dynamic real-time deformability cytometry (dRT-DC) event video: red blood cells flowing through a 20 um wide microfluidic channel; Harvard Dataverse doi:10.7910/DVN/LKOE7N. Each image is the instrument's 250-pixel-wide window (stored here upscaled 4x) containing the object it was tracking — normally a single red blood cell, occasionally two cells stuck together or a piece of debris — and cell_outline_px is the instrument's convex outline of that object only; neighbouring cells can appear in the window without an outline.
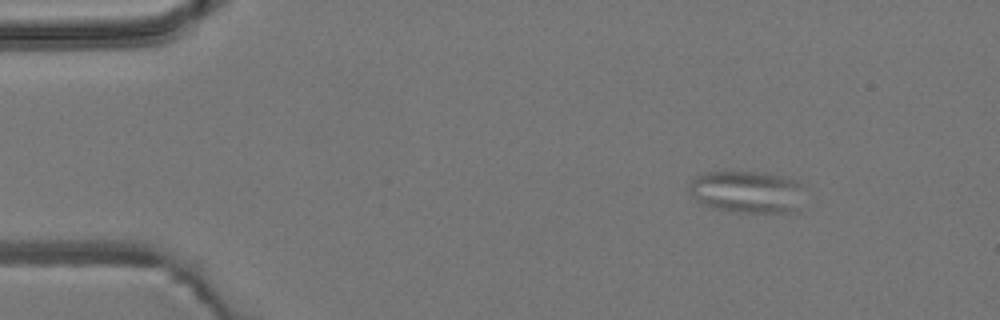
{"species": "common noctule bat (a hibernating species)", "species_latin": "Nyctalus noctula", "temperature_condition": "room temperature", "stored_images_in_passage": 5, "camera_frame_rate_fps": 3000, "um_per_image_px": 0.085, "animal": {"sex": "male", "body_mass_g": 19.2, "forearm_length_mm": 51.8}, "frame": {"image": 1, "passage_image": 1, "time_ms": 0.0, "image_size_px": [1000, 320], "cell_outline_px": [[800, 212], [744, 212], [712, 208], [696, 200], [692, 196], [688, 188], [688, 184], [696, 176], [704, 172], [756, 172], [780, 176], [796, 180], [800, 184]], "centroid_in_image_um": [63.46, 16.31], "position_along_channel_um": 21.5, "area_um2": 28.09}}
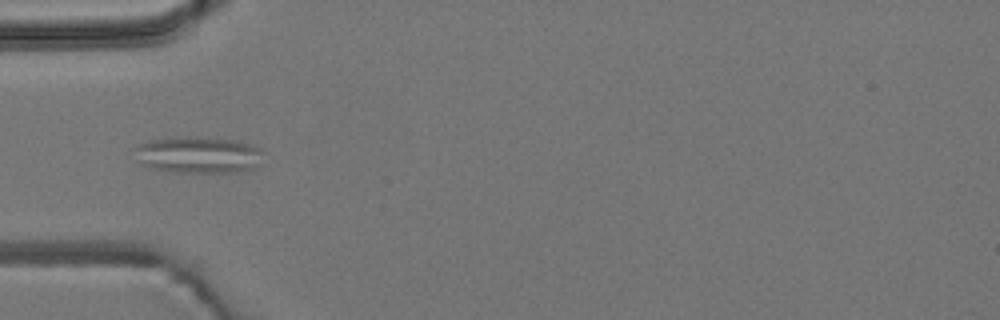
{"frame": {"image": 2, "passage_image": 4, "time_ms": 3.333, "image_size_px": [1000, 320], "cell_outline_px": [[264, 152], [256, 164], [252, 168], [236, 172], [172, 172], [148, 168], [140, 164], [136, 148], [140, 144], [152, 140], [168, 136], [196, 136], [232, 140], [252, 144], [260, 148]], "centroid_in_image_um": [16.83, 13.15], "position_along_channel_um": 68.2, "area_um2": 27.51}}